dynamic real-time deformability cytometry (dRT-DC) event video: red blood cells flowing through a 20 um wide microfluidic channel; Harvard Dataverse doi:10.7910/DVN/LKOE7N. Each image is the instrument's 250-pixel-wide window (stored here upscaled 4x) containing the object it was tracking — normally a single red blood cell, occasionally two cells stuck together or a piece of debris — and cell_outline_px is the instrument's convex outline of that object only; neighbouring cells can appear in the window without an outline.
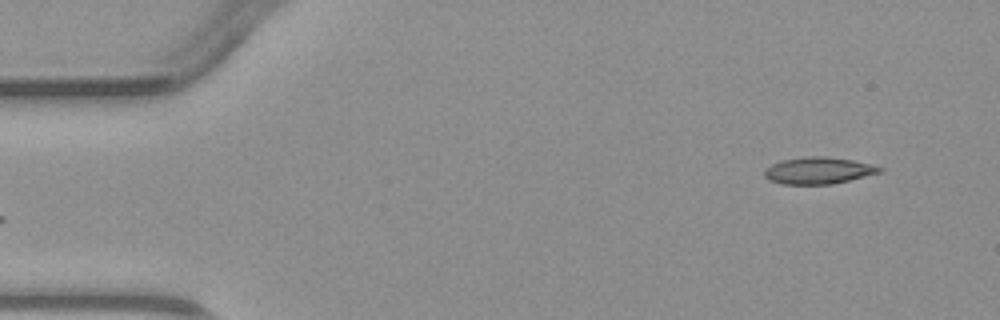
{"species": "common noctule bat (a hibernating species)", "species_latin": "Nyctalus noctula", "temperature_condition": "warm", "stored_images_in_passage": 5, "segment_of_instrument_passage": [2, 2], "camera_frame_rate_fps": 3000, "um_per_image_px": 0.085, "animal": {"sex": "male", "body_mass_g": 23.1, "forearm_length_mm": 52.7}, "frame": {"image": 1, "passage_image": 5, "time_ms": 4.667, "image_size_px": [1000, 320], "cell_outline_px": [[884, 168], [880, 172], [832, 184], [780, 184], [768, 180], [764, 176], [764, 168], [780, 160], [808, 156], [824, 156], [852, 160], [872, 164]], "centroid_in_image_um": [69.51, 14.49], "position_along_channel_um": 15.5, "area_um2": 17.98}}